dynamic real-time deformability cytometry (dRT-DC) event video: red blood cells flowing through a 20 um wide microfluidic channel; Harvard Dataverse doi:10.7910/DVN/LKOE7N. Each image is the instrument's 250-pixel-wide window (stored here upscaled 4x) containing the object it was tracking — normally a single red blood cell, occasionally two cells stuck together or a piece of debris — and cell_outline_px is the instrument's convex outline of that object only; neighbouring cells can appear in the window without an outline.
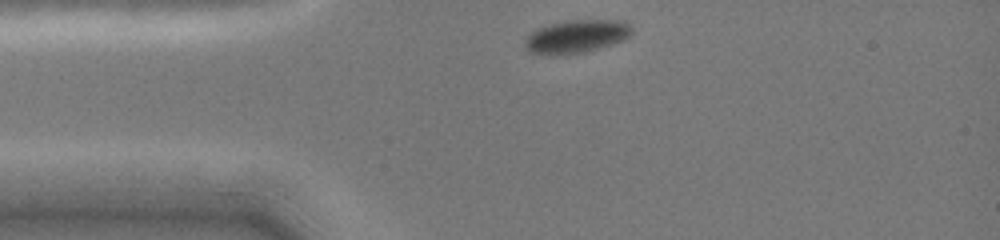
{"species": "common noctule bat (a hibernating species)", "species_latin": "Nyctalus noctula", "temperature_condition": "cold", "stored_images_in_passage": 7, "camera_frame_rate_fps": 3000, "um_per_image_px": 0.085, "animal": {"sex": "female", "body_mass_g": 19.0, "forearm_length_mm": 51.5}, "frame": {"image": 1, "passage_image": 1, "time_ms": 0.0, "image_size_px": [1000, 240], "cell_outline_px": [[632, 32], [628, 36], [620, 40], [596, 48], [580, 52], [532, 52], [524, 44], [524, 40], [532, 32], [540, 28], [564, 20], [624, 20], [632, 28]], "centroid_in_image_um": [49.04, 3.03], "position_along_channel_um": 36.0, "area_um2": 19.36}}
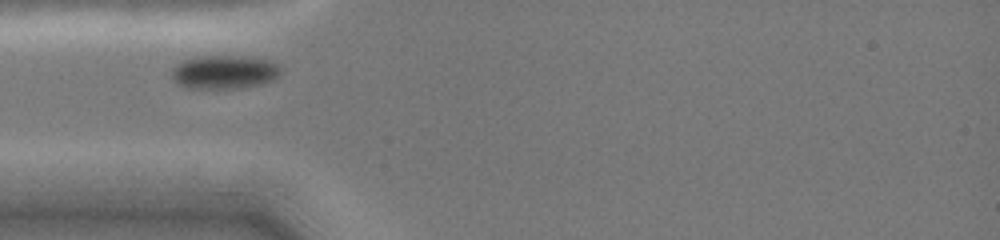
{"frame": {"image": 2, "passage_image": 5, "time_ms": 1.333, "image_size_px": [1000, 240], "cell_outline_px": [[280, 72], [272, 80], [260, 84], [244, 88], [184, 88], [172, 80], [172, 68], [176, 64], [192, 56], [240, 56], [272, 60], [280, 68]], "centroid_in_image_um": [19.01, 6.12], "position_along_channel_um": 66.0, "area_um2": 21.5}}